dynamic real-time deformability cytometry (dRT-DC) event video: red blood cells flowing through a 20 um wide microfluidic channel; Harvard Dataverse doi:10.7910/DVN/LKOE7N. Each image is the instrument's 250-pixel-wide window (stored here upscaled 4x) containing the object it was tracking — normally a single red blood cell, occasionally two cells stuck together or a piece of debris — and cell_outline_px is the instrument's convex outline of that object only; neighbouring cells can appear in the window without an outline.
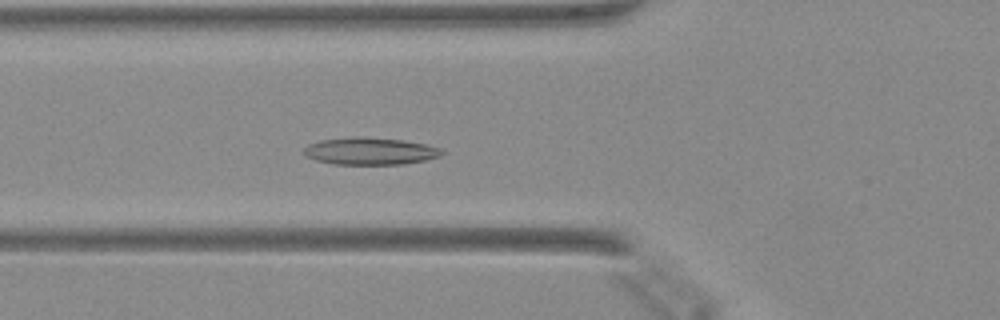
{"species": "Egyptian fruit bat (a non-hibernating species)", "species_latin": "Rousettus aegyptiacus", "temperature_condition": "warm", "stored_images_in_passage": 49, "camera_frame_rate_fps": 3000, "um_per_image_px": 0.085, "animal": {"sex": "female"}, "frame": {"image": 1, "passage_image": 18, "time_ms": 5.667, "image_size_px": [1000, 320], "cell_outline_px": [[444, 152], [440, 156], [424, 160], [404, 164], [332, 164], [316, 160], [304, 156], [304, 148], [308, 144], [320, 140], [400, 140], [424, 144], [440, 148]], "centroid_in_image_um": [31.46, 12.91], "position_along_channel_um": 94.3, "area_um2": 20.58}}
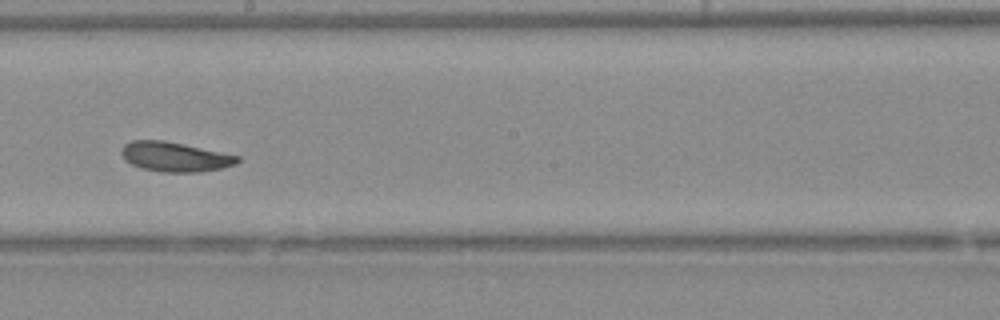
{"frame": {"image": 2, "passage_image": 28, "time_ms": 9.0, "image_size_px": [1000, 320], "cell_outline_px": [[240, 160], [236, 164], [224, 168], [200, 172], [160, 172], [144, 168], [132, 164], [124, 160], [120, 152], [124, 144], [132, 140], [164, 140], [184, 144], [240, 156]], "centroid_in_image_um": [14.87, 13.33], "position_along_channel_um": 233.3, "area_um2": 20.11}}
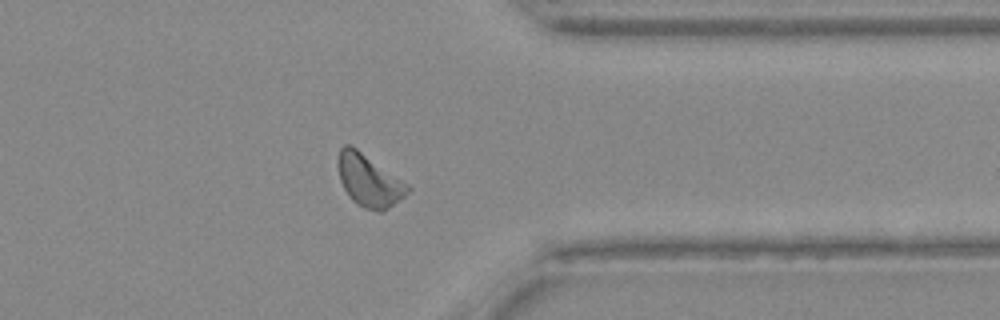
{"frame": {"image": 3, "passage_image": 39, "time_ms": 12.667, "image_size_px": [1000, 320], "cell_outline_px": [[412, 188], [404, 196], [388, 208], [380, 212], [376, 212], [364, 208], [356, 204], [352, 200], [344, 188], [340, 180], [336, 164], [340, 148], [344, 144], [352, 144], [408, 184]], "centroid_in_image_um": [31.34, 15.32], "position_along_channel_um": 380.1, "area_um2": 21.39}}